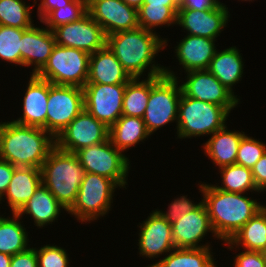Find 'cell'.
<instances>
[{"label":"cell","mask_w":266,"mask_h":267,"mask_svg":"<svg viewBox=\"0 0 266 267\" xmlns=\"http://www.w3.org/2000/svg\"><path fill=\"white\" fill-rule=\"evenodd\" d=\"M157 34L139 27L108 35L106 45L132 78L144 76L146 70L147 78L164 75L165 67L156 64L155 57L168 43Z\"/></svg>","instance_id":"6da1fadb"},{"label":"cell","mask_w":266,"mask_h":267,"mask_svg":"<svg viewBox=\"0 0 266 267\" xmlns=\"http://www.w3.org/2000/svg\"><path fill=\"white\" fill-rule=\"evenodd\" d=\"M217 240L229 241L264 206L244 193L225 192L213 184H198Z\"/></svg>","instance_id":"7a4b0ae2"},{"label":"cell","mask_w":266,"mask_h":267,"mask_svg":"<svg viewBox=\"0 0 266 267\" xmlns=\"http://www.w3.org/2000/svg\"><path fill=\"white\" fill-rule=\"evenodd\" d=\"M55 146V138L43 128L0 122V159L13 166L41 169Z\"/></svg>","instance_id":"3957f363"},{"label":"cell","mask_w":266,"mask_h":267,"mask_svg":"<svg viewBox=\"0 0 266 267\" xmlns=\"http://www.w3.org/2000/svg\"><path fill=\"white\" fill-rule=\"evenodd\" d=\"M85 169L75 153L55 146L41 167L42 184L68 211L74 204Z\"/></svg>","instance_id":"277c9868"},{"label":"cell","mask_w":266,"mask_h":267,"mask_svg":"<svg viewBox=\"0 0 266 267\" xmlns=\"http://www.w3.org/2000/svg\"><path fill=\"white\" fill-rule=\"evenodd\" d=\"M169 69L165 67L164 75L150 77V96L143 116L150 135L168 123L177 122L182 88L177 74Z\"/></svg>","instance_id":"5b68a950"},{"label":"cell","mask_w":266,"mask_h":267,"mask_svg":"<svg viewBox=\"0 0 266 267\" xmlns=\"http://www.w3.org/2000/svg\"><path fill=\"white\" fill-rule=\"evenodd\" d=\"M229 114L223 106L187 97L182 92L175 128L177 138L211 135L227 125Z\"/></svg>","instance_id":"8992f818"},{"label":"cell","mask_w":266,"mask_h":267,"mask_svg":"<svg viewBox=\"0 0 266 267\" xmlns=\"http://www.w3.org/2000/svg\"><path fill=\"white\" fill-rule=\"evenodd\" d=\"M119 186L111 179L86 172L76 200L67 211L80 222L99 220L111 210L114 192Z\"/></svg>","instance_id":"52a82bcc"},{"label":"cell","mask_w":266,"mask_h":267,"mask_svg":"<svg viewBox=\"0 0 266 267\" xmlns=\"http://www.w3.org/2000/svg\"><path fill=\"white\" fill-rule=\"evenodd\" d=\"M90 54L81 49L55 45L47 63L36 74L57 85L83 88L87 83Z\"/></svg>","instance_id":"ba28073f"},{"label":"cell","mask_w":266,"mask_h":267,"mask_svg":"<svg viewBox=\"0 0 266 267\" xmlns=\"http://www.w3.org/2000/svg\"><path fill=\"white\" fill-rule=\"evenodd\" d=\"M85 172L113 180L120 188H126L130 159L116 149L111 140L84 147L75 152Z\"/></svg>","instance_id":"9c48e42d"},{"label":"cell","mask_w":266,"mask_h":267,"mask_svg":"<svg viewBox=\"0 0 266 267\" xmlns=\"http://www.w3.org/2000/svg\"><path fill=\"white\" fill-rule=\"evenodd\" d=\"M84 109L83 88L49 82L46 131L55 139Z\"/></svg>","instance_id":"30bf717a"},{"label":"cell","mask_w":266,"mask_h":267,"mask_svg":"<svg viewBox=\"0 0 266 267\" xmlns=\"http://www.w3.org/2000/svg\"><path fill=\"white\" fill-rule=\"evenodd\" d=\"M126 84H85V110L110 128L121 116Z\"/></svg>","instance_id":"8fae6325"},{"label":"cell","mask_w":266,"mask_h":267,"mask_svg":"<svg viewBox=\"0 0 266 267\" xmlns=\"http://www.w3.org/2000/svg\"><path fill=\"white\" fill-rule=\"evenodd\" d=\"M108 139L109 128L84 109L55 140L59 149L75 153Z\"/></svg>","instance_id":"7c38bea8"},{"label":"cell","mask_w":266,"mask_h":267,"mask_svg":"<svg viewBox=\"0 0 266 267\" xmlns=\"http://www.w3.org/2000/svg\"><path fill=\"white\" fill-rule=\"evenodd\" d=\"M52 32L57 45L81 49L89 54L104 48L107 42L103 28L88 12L79 20L60 25Z\"/></svg>","instance_id":"4fadbf2b"},{"label":"cell","mask_w":266,"mask_h":267,"mask_svg":"<svg viewBox=\"0 0 266 267\" xmlns=\"http://www.w3.org/2000/svg\"><path fill=\"white\" fill-rule=\"evenodd\" d=\"M186 73L187 78L180 85L187 97L223 106L229 113L240 103L237 95L223 86L208 70H192Z\"/></svg>","instance_id":"5bb4252c"},{"label":"cell","mask_w":266,"mask_h":267,"mask_svg":"<svg viewBox=\"0 0 266 267\" xmlns=\"http://www.w3.org/2000/svg\"><path fill=\"white\" fill-rule=\"evenodd\" d=\"M87 12L106 36L139 28L138 9L122 0H87Z\"/></svg>","instance_id":"9a60e30c"},{"label":"cell","mask_w":266,"mask_h":267,"mask_svg":"<svg viewBox=\"0 0 266 267\" xmlns=\"http://www.w3.org/2000/svg\"><path fill=\"white\" fill-rule=\"evenodd\" d=\"M138 226L139 255L146 258H158L175 249L172 239V225L156 210Z\"/></svg>","instance_id":"2e32d148"},{"label":"cell","mask_w":266,"mask_h":267,"mask_svg":"<svg viewBox=\"0 0 266 267\" xmlns=\"http://www.w3.org/2000/svg\"><path fill=\"white\" fill-rule=\"evenodd\" d=\"M172 225V239L175 248H206L211 245L208 242L202 245L200 242L207 232L216 235L212 229L206 206L203 202L193 211L183 214ZM201 244V245H200Z\"/></svg>","instance_id":"e0dca14e"},{"label":"cell","mask_w":266,"mask_h":267,"mask_svg":"<svg viewBox=\"0 0 266 267\" xmlns=\"http://www.w3.org/2000/svg\"><path fill=\"white\" fill-rule=\"evenodd\" d=\"M227 6H217L209 10L178 9L177 26L186 30L187 35L214 39L219 36L230 18Z\"/></svg>","instance_id":"ac0fdd59"},{"label":"cell","mask_w":266,"mask_h":267,"mask_svg":"<svg viewBox=\"0 0 266 267\" xmlns=\"http://www.w3.org/2000/svg\"><path fill=\"white\" fill-rule=\"evenodd\" d=\"M56 45L55 36L49 28L36 27L26 29L21 38V66L31 67L32 74H37L47 63Z\"/></svg>","instance_id":"d6986e66"},{"label":"cell","mask_w":266,"mask_h":267,"mask_svg":"<svg viewBox=\"0 0 266 267\" xmlns=\"http://www.w3.org/2000/svg\"><path fill=\"white\" fill-rule=\"evenodd\" d=\"M27 85L22 104L23 114L13 121L21 125L43 128L46 131L49 81L31 74Z\"/></svg>","instance_id":"ffe728a7"},{"label":"cell","mask_w":266,"mask_h":267,"mask_svg":"<svg viewBox=\"0 0 266 267\" xmlns=\"http://www.w3.org/2000/svg\"><path fill=\"white\" fill-rule=\"evenodd\" d=\"M131 79L107 45L90 54L86 84H126Z\"/></svg>","instance_id":"44dd1931"},{"label":"cell","mask_w":266,"mask_h":267,"mask_svg":"<svg viewBox=\"0 0 266 267\" xmlns=\"http://www.w3.org/2000/svg\"><path fill=\"white\" fill-rule=\"evenodd\" d=\"M215 41L205 37L186 35L177 42L175 56L185 73L192 70L208 69L217 49Z\"/></svg>","instance_id":"7402d4cb"},{"label":"cell","mask_w":266,"mask_h":267,"mask_svg":"<svg viewBox=\"0 0 266 267\" xmlns=\"http://www.w3.org/2000/svg\"><path fill=\"white\" fill-rule=\"evenodd\" d=\"M42 184L41 169L16 167L4 198L8 201L12 214H17L35 190Z\"/></svg>","instance_id":"603a6c76"},{"label":"cell","mask_w":266,"mask_h":267,"mask_svg":"<svg viewBox=\"0 0 266 267\" xmlns=\"http://www.w3.org/2000/svg\"><path fill=\"white\" fill-rule=\"evenodd\" d=\"M244 135L245 132L228 130L225 125L210 135L208 141L204 143V154L219 168L233 165L236 163L240 141Z\"/></svg>","instance_id":"cb8c5ba5"},{"label":"cell","mask_w":266,"mask_h":267,"mask_svg":"<svg viewBox=\"0 0 266 267\" xmlns=\"http://www.w3.org/2000/svg\"><path fill=\"white\" fill-rule=\"evenodd\" d=\"M63 209L67 212L55 196L41 184L17 214L20 217L30 215L34 225L40 229L52 225Z\"/></svg>","instance_id":"d4e9b609"},{"label":"cell","mask_w":266,"mask_h":267,"mask_svg":"<svg viewBox=\"0 0 266 267\" xmlns=\"http://www.w3.org/2000/svg\"><path fill=\"white\" fill-rule=\"evenodd\" d=\"M242 53L236 46L226 48L223 51L216 50L214 58L210 61L208 71L233 94V87L242 80L244 63Z\"/></svg>","instance_id":"484cf974"},{"label":"cell","mask_w":266,"mask_h":267,"mask_svg":"<svg viewBox=\"0 0 266 267\" xmlns=\"http://www.w3.org/2000/svg\"><path fill=\"white\" fill-rule=\"evenodd\" d=\"M224 243L231 251L242 247L247 251L266 252V205Z\"/></svg>","instance_id":"4316f807"},{"label":"cell","mask_w":266,"mask_h":267,"mask_svg":"<svg viewBox=\"0 0 266 267\" xmlns=\"http://www.w3.org/2000/svg\"><path fill=\"white\" fill-rule=\"evenodd\" d=\"M149 136L143 118L140 117L122 115L109 128V139L113 146L123 153Z\"/></svg>","instance_id":"83f0119b"},{"label":"cell","mask_w":266,"mask_h":267,"mask_svg":"<svg viewBox=\"0 0 266 267\" xmlns=\"http://www.w3.org/2000/svg\"><path fill=\"white\" fill-rule=\"evenodd\" d=\"M211 250V247L175 248L163 259L147 267H217Z\"/></svg>","instance_id":"f1b7e54d"},{"label":"cell","mask_w":266,"mask_h":267,"mask_svg":"<svg viewBox=\"0 0 266 267\" xmlns=\"http://www.w3.org/2000/svg\"><path fill=\"white\" fill-rule=\"evenodd\" d=\"M12 215L11 218L0 215V252L11 256L30 247L25 225L20 221L22 218L15 213Z\"/></svg>","instance_id":"f546056e"},{"label":"cell","mask_w":266,"mask_h":267,"mask_svg":"<svg viewBox=\"0 0 266 267\" xmlns=\"http://www.w3.org/2000/svg\"><path fill=\"white\" fill-rule=\"evenodd\" d=\"M132 78L126 83L123 95L122 115L143 118L150 96V77L139 81Z\"/></svg>","instance_id":"4dcf8cb0"},{"label":"cell","mask_w":266,"mask_h":267,"mask_svg":"<svg viewBox=\"0 0 266 267\" xmlns=\"http://www.w3.org/2000/svg\"><path fill=\"white\" fill-rule=\"evenodd\" d=\"M222 178L221 186L214 184L217 189L225 192L246 193L258 192L261 193L255 184L253 174L250 168H246L239 164L227 165L219 168ZM247 191V192H246Z\"/></svg>","instance_id":"1f68e13d"},{"label":"cell","mask_w":266,"mask_h":267,"mask_svg":"<svg viewBox=\"0 0 266 267\" xmlns=\"http://www.w3.org/2000/svg\"><path fill=\"white\" fill-rule=\"evenodd\" d=\"M178 9L179 6L142 4L138 8L139 27L156 32L155 27L177 25Z\"/></svg>","instance_id":"d6a6232c"},{"label":"cell","mask_w":266,"mask_h":267,"mask_svg":"<svg viewBox=\"0 0 266 267\" xmlns=\"http://www.w3.org/2000/svg\"><path fill=\"white\" fill-rule=\"evenodd\" d=\"M23 0H0V25L14 28H30L33 21L32 6Z\"/></svg>","instance_id":"836d02e7"},{"label":"cell","mask_w":266,"mask_h":267,"mask_svg":"<svg viewBox=\"0 0 266 267\" xmlns=\"http://www.w3.org/2000/svg\"><path fill=\"white\" fill-rule=\"evenodd\" d=\"M87 13V0H72L51 11L41 22L51 31L63 24L75 22Z\"/></svg>","instance_id":"e575fe53"},{"label":"cell","mask_w":266,"mask_h":267,"mask_svg":"<svg viewBox=\"0 0 266 267\" xmlns=\"http://www.w3.org/2000/svg\"><path fill=\"white\" fill-rule=\"evenodd\" d=\"M26 29L0 25V59L21 66V38Z\"/></svg>","instance_id":"d590c367"},{"label":"cell","mask_w":266,"mask_h":267,"mask_svg":"<svg viewBox=\"0 0 266 267\" xmlns=\"http://www.w3.org/2000/svg\"><path fill=\"white\" fill-rule=\"evenodd\" d=\"M265 153V143L245 134L240 141L236 164L252 169Z\"/></svg>","instance_id":"8d00e7d4"},{"label":"cell","mask_w":266,"mask_h":267,"mask_svg":"<svg viewBox=\"0 0 266 267\" xmlns=\"http://www.w3.org/2000/svg\"><path fill=\"white\" fill-rule=\"evenodd\" d=\"M66 251L63 247L54 244L36 248L38 267H70V259Z\"/></svg>","instance_id":"74e56055"},{"label":"cell","mask_w":266,"mask_h":267,"mask_svg":"<svg viewBox=\"0 0 266 267\" xmlns=\"http://www.w3.org/2000/svg\"><path fill=\"white\" fill-rule=\"evenodd\" d=\"M202 202L194 203L186 195H182L169 204L168 211L157 210L170 224L174 223L178 218H181L183 214L193 211Z\"/></svg>","instance_id":"f35d334b"},{"label":"cell","mask_w":266,"mask_h":267,"mask_svg":"<svg viewBox=\"0 0 266 267\" xmlns=\"http://www.w3.org/2000/svg\"><path fill=\"white\" fill-rule=\"evenodd\" d=\"M234 258V267H266L265 252L244 250Z\"/></svg>","instance_id":"ab89813d"},{"label":"cell","mask_w":266,"mask_h":267,"mask_svg":"<svg viewBox=\"0 0 266 267\" xmlns=\"http://www.w3.org/2000/svg\"><path fill=\"white\" fill-rule=\"evenodd\" d=\"M10 267H38L36 247L12 255Z\"/></svg>","instance_id":"60d3db41"},{"label":"cell","mask_w":266,"mask_h":267,"mask_svg":"<svg viewBox=\"0 0 266 267\" xmlns=\"http://www.w3.org/2000/svg\"><path fill=\"white\" fill-rule=\"evenodd\" d=\"M15 168L16 166H13L8 161L0 159V204L1 201L4 202L3 197L8 189Z\"/></svg>","instance_id":"b9f144b4"},{"label":"cell","mask_w":266,"mask_h":267,"mask_svg":"<svg viewBox=\"0 0 266 267\" xmlns=\"http://www.w3.org/2000/svg\"><path fill=\"white\" fill-rule=\"evenodd\" d=\"M257 189L266 191V153L251 169Z\"/></svg>","instance_id":"7bdbcfd3"},{"label":"cell","mask_w":266,"mask_h":267,"mask_svg":"<svg viewBox=\"0 0 266 267\" xmlns=\"http://www.w3.org/2000/svg\"><path fill=\"white\" fill-rule=\"evenodd\" d=\"M72 0H41L37 8V17L41 21L53 10L58 9L61 5H67Z\"/></svg>","instance_id":"ee69618b"},{"label":"cell","mask_w":266,"mask_h":267,"mask_svg":"<svg viewBox=\"0 0 266 267\" xmlns=\"http://www.w3.org/2000/svg\"><path fill=\"white\" fill-rule=\"evenodd\" d=\"M218 4L214 0H179V9L209 10L215 9Z\"/></svg>","instance_id":"f6af8a7d"},{"label":"cell","mask_w":266,"mask_h":267,"mask_svg":"<svg viewBox=\"0 0 266 267\" xmlns=\"http://www.w3.org/2000/svg\"><path fill=\"white\" fill-rule=\"evenodd\" d=\"M143 4L179 6V0H144Z\"/></svg>","instance_id":"bcb514c9"},{"label":"cell","mask_w":266,"mask_h":267,"mask_svg":"<svg viewBox=\"0 0 266 267\" xmlns=\"http://www.w3.org/2000/svg\"><path fill=\"white\" fill-rule=\"evenodd\" d=\"M11 258V255H7L0 252V267H10Z\"/></svg>","instance_id":"7dc6e473"},{"label":"cell","mask_w":266,"mask_h":267,"mask_svg":"<svg viewBox=\"0 0 266 267\" xmlns=\"http://www.w3.org/2000/svg\"><path fill=\"white\" fill-rule=\"evenodd\" d=\"M122 1L125 2L127 5L135 7L137 9L144 3V0H122Z\"/></svg>","instance_id":"c3c4849f"},{"label":"cell","mask_w":266,"mask_h":267,"mask_svg":"<svg viewBox=\"0 0 266 267\" xmlns=\"http://www.w3.org/2000/svg\"><path fill=\"white\" fill-rule=\"evenodd\" d=\"M219 6H226L224 3L220 2L219 0H214Z\"/></svg>","instance_id":"681fc988"}]
</instances>
